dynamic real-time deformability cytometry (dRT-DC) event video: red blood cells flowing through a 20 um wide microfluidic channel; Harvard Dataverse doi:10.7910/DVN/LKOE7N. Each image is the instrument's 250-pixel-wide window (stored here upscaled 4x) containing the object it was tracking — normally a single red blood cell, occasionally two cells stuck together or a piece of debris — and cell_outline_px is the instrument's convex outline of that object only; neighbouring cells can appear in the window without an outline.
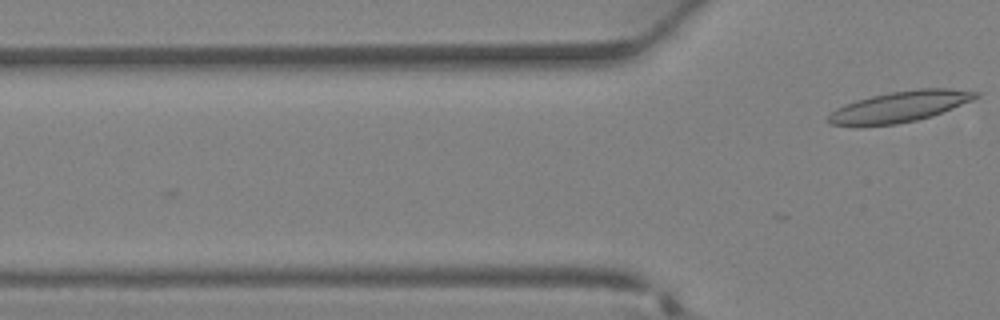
{"species": "Egyptian fruit bat (a non-hibernating species)", "species_latin": "Rousettus aegyptiacus", "temperature_condition": "warm", "stored_images_in_passage": 3, "camera_frame_rate_fps": 3000, "um_per_image_px": 0.085, "animal": {"sex": "female"}, "frame": {"image": 1, "passage_image": 3, "time_ms": 0.667, "image_size_px": [1000, 320], "cell_outline_px": [[980, 96], [972, 100], [932, 116], [916, 120], [896, 124], [828, 124], [828, 116], [836, 108], [844, 104], [856, 100], [872, 96], [892, 92], [920, 88], [948, 88], [980, 92]], "centroid_in_image_um": [76.54, 9.03], "position_along_channel_um": 49.3, "area_um2": 25.89}}